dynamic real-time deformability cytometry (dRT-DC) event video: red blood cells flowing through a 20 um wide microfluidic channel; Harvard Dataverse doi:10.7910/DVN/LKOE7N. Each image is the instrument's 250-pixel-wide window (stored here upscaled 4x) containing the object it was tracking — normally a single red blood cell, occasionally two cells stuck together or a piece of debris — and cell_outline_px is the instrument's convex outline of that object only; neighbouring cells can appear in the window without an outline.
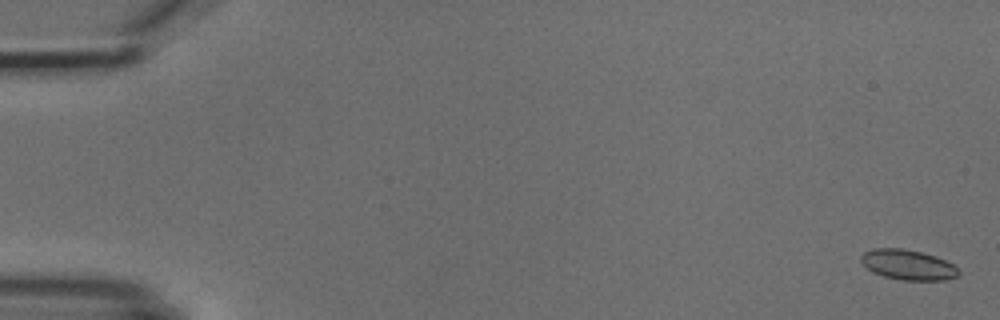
{"species": "common noctule bat (a hibernating species)", "species_latin": "Nyctalus noctula", "temperature_condition": "cold", "stored_images_in_passage": 6, "camera_frame_rate_fps": 3000, "um_per_image_px": 0.085, "animal": {"sex": "male", "body_mass_g": 18.8}, "frame": {"image": 1, "passage_image": 1, "time_ms": 0.0, "image_size_px": [1000, 320], "cell_outline_px": [[960, 272], [956, 276], [948, 280], [900, 280], [884, 276], [872, 272], [860, 260], [860, 256], [864, 252], [872, 248], [900, 248], [924, 252], [936, 256], [952, 264]], "centroid_in_image_um": [77.16, 22.5], "position_along_channel_um": 7.8, "area_um2": 17.17}}
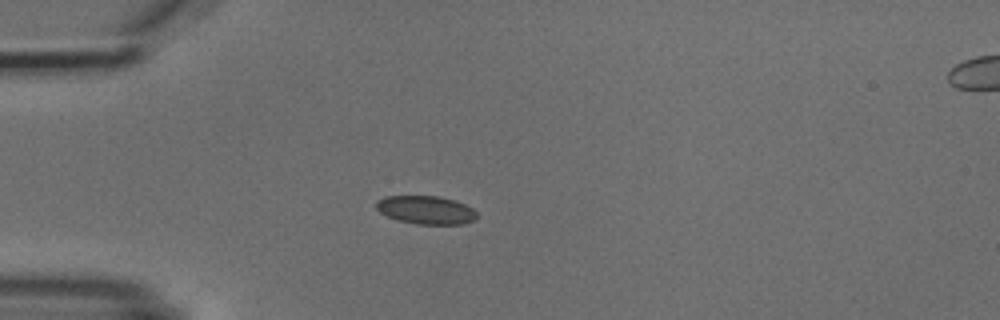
{"frame": {"image": 2, "passage_image": 5, "time_ms": 4.667, "image_size_px": [1000, 320], "cell_outline_px": [[476, 220], [464, 224], [416, 224], [400, 220], [388, 216], [380, 212], [376, 208], [376, 200], [384, 196], [440, 196], [456, 200], [472, 208], [476, 212]], "centroid_in_image_um": [36.22, 17.84], "position_along_channel_um": 48.8, "area_um2": 16.65}}